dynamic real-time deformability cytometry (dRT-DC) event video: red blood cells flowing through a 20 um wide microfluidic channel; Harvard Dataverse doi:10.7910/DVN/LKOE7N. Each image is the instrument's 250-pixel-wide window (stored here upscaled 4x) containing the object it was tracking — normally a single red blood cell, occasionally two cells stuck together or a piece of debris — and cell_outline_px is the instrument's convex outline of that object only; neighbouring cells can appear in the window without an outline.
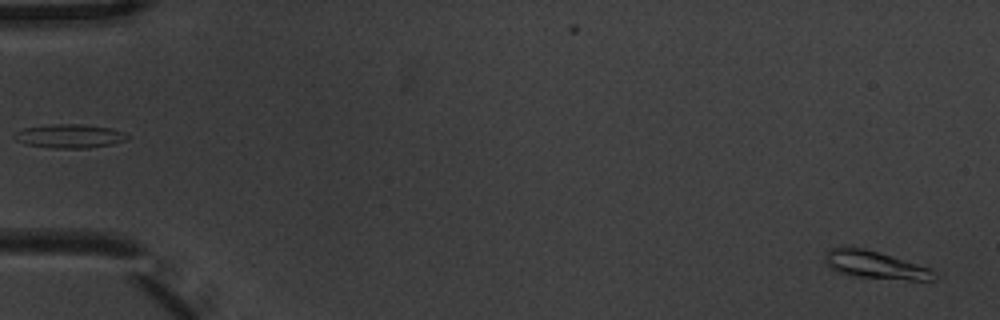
{"species": "common noctule bat (a hibernating species)", "species_latin": "Nyctalus noctula", "temperature_condition": "warm", "stored_images_in_passage": 2, "segment_of_instrument_passage": [2, 2], "camera_frame_rate_fps": 3000, "um_per_image_px": 0.085, "animal": {"sex": "male", "body_mass_g": 20.1, "forearm_length_mm": 53.5}, "frame": {"image": 1, "passage_image": 2, "time_ms": 0.333, "image_size_px": [1000, 320], "cell_outline_px": [[936, 280], [908, 280], [852, 276], [836, 272], [824, 260], [824, 256], [832, 248], [864, 248], [880, 252], [932, 268], [936, 272]], "centroid_in_image_um": [74.47, 22.53], "position_along_channel_um": 10.5, "area_um2": 17.57}}